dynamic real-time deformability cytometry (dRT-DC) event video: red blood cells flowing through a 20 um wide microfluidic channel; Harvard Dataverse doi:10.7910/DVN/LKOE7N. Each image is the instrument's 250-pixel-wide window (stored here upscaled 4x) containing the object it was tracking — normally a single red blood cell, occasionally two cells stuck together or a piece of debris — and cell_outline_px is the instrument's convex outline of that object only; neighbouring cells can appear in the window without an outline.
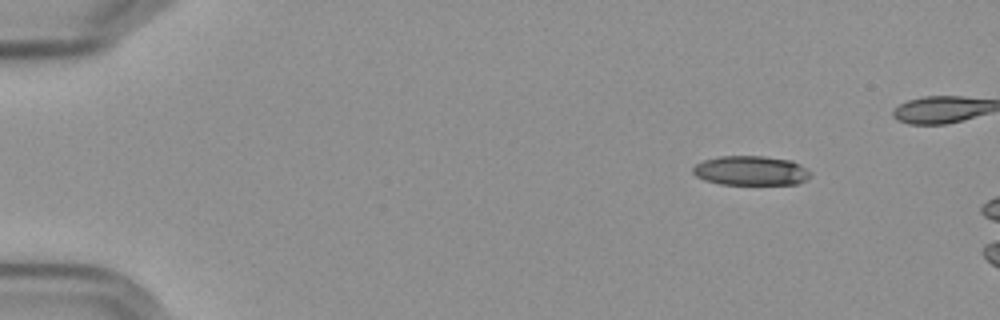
{"species": "Egyptian fruit bat (a non-hibernating species)", "species_latin": "Rousettus aegyptiacus", "temperature_condition": "cold", "stored_images_in_passage": 11, "camera_frame_rate_fps": 3000, "um_per_image_px": 0.085, "frame": {"image": 1, "passage_image": 1, "time_ms": 0.0, "image_size_px": [1000, 320], "cell_outline_px": [[812, 176], [808, 180], [796, 184], [720, 184], [704, 180], [696, 176], [692, 172], [692, 168], [696, 164], [704, 160], [720, 156], [764, 156], [792, 160], [800, 164], [812, 172]], "centroid_in_image_um": [63.86, 14.5], "position_along_channel_um": 21.1, "area_um2": 20.4}}